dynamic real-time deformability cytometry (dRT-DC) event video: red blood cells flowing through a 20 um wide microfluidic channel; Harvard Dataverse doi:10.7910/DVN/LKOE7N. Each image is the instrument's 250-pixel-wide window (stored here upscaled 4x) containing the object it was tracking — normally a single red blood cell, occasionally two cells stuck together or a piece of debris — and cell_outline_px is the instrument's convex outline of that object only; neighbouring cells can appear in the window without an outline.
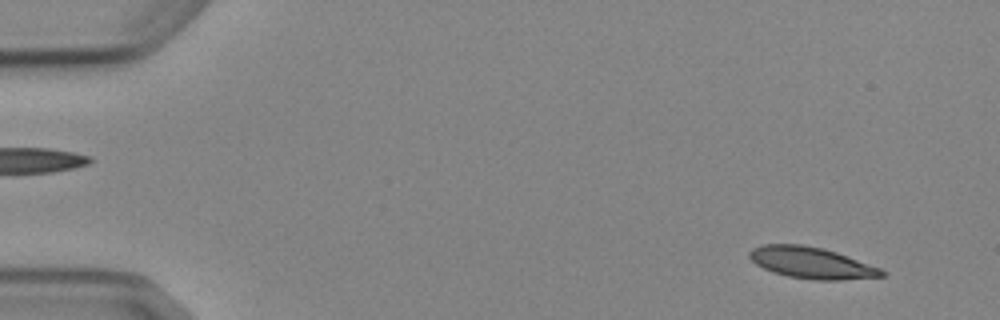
{"species": "Egyptian fruit bat (a non-hibernating species)", "species_latin": "Rousettus aegyptiacus", "temperature_condition": "cold", "stored_images_in_passage": 6, "segment_of_instrument_passage": [1, 2], "camera_frame_rate_fps": 3000, "um_per_image_px": 0.085, "animal": {"sex": "female"}, "frame": {"image": 1, "passage_image": 2, "time_ms": 1.0, "image_size_px": [1000, 320], "cell_outline_px": [[888, 272], [884, 276], [840, 280], [816, 280], [788, 276], [772, 272], [756, 264], [748, 256], [748, 252], [752, 248], [764, 244], [800, 244], [824, 248], [836, 252], [880, 268]], "centroid_in_image_um": [68.96, 22.33], "position_along_channel_um": 16.0, "area_um2": 24.16}}
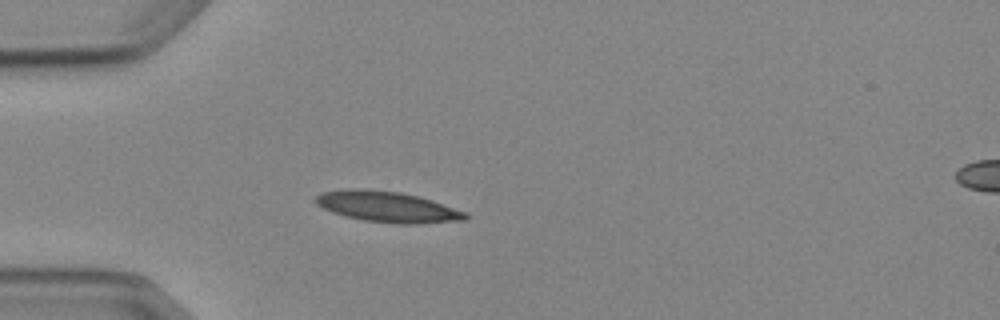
{"frame": {"image": 2, "passage_image": 5, "time_ms": 4.667, "image_size_px": [1000, 320], "cell_outline_px": [[468, 216], [464, 220], [420, 224], [400, 224], [364, 220], [332, 212], [316, 204], [316, 196], [320, 192], [352, 188], [360, 188], [400, 192], [432, 200], [468, 212]], "centroid_in_image_um": [32.96, 17.57], "position_along_channel_um": 52.0, "area_um2": 26.76}}